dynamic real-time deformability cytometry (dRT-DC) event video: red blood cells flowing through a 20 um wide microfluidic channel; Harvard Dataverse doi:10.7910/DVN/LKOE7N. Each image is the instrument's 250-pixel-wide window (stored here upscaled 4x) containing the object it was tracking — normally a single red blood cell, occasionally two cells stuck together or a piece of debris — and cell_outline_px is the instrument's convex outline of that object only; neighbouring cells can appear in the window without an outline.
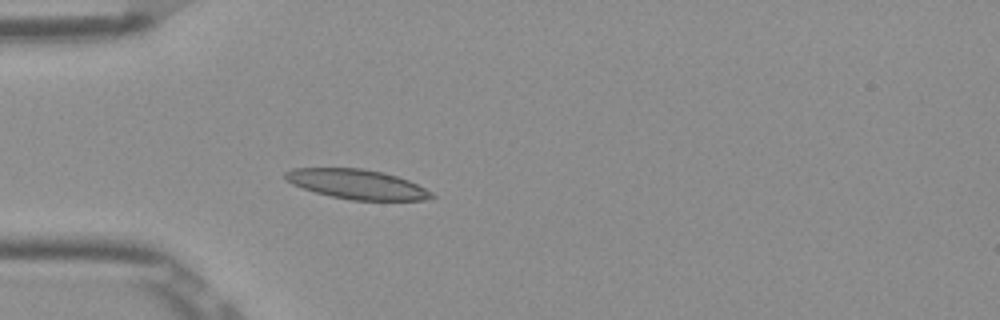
{"species": "Egyptian fruit bat (a non-hibernating species)", "species_latin": "Rousettus aegyptiacus", "temperature_condition": "room temperature", "stored_images_in_passage": 38, "camera_frame_rate_fps": 3000, "um_per_image_px": 0.085, "frame": {"image": 1, "passage_image": 1, "time_ms": 0.0, "image_size_px": [1000, 320], "cell_outline_px": [[428, 196], [416, 200], [360, 200], [336, 196], [320, 192], [296, 184], [292, 180], [304, 168], [352, 168], [376, 172], [392, 176], [404, 180], [420, 188]], "centroid_in_image_um": [30.43, 15.68], "position_along_channel_um": 54.6, "area_um2": 21.96}}
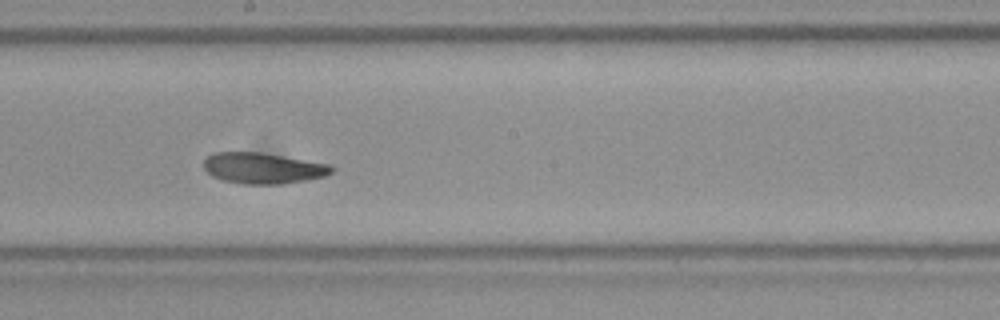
{"frame": {"image": 2, "passage_image": 15, "time_ms": 4.667, "image_size_px": [1000, 320], "cell_outline_px": [[332, 168], [328, 172], [320, 176], [292, 180], [232, 180], [216, 176], [204, 164], [212, 156], [224, 152], [252, 152], [276, 156], [320, 164]], "centroid_in_image_um": [22.28, 14.21], "position_along_channel_um": 225.9, "area_um2": 19.02}}
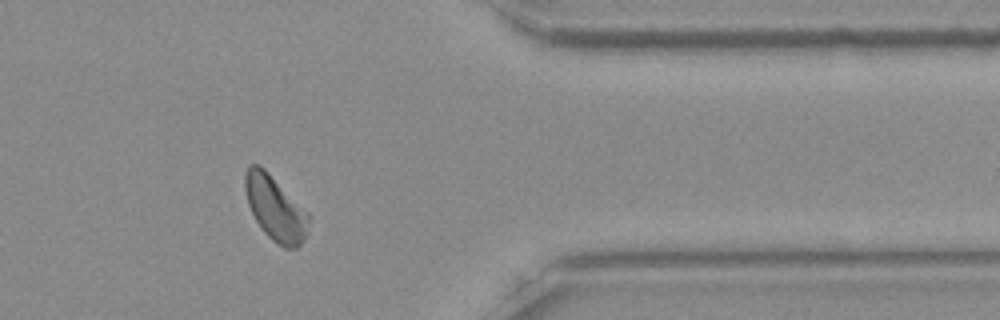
{"frame": {"image": 3, "passage_image": 29, "time_ms": 9.333, "image_size_px": [1000, 320], "cell_outline_px": [[300, 240], [296, 244], [280, 244], [260, 224], [252, 212], [248, 200], [248, 168], [252, 164], [256, 164], [272, 180], [292, 212], [296, 220]], "centroid_in_image_um": [23.04, 17.64], "position_along_channel_um": 388.4, "area_um2": 16.94}, "authors_computed_cell_mechanics": {"area_um2": 19.9699, "velocity_mm_per_s": 3.8416, "shape_relaxation_time_tau1_ms": 5.5419, "shape_relaxation_time_tau2_ms": 2.7149, "deformation_change_tau1": 0.1493, "deformation_change_tau2": 0.1}}